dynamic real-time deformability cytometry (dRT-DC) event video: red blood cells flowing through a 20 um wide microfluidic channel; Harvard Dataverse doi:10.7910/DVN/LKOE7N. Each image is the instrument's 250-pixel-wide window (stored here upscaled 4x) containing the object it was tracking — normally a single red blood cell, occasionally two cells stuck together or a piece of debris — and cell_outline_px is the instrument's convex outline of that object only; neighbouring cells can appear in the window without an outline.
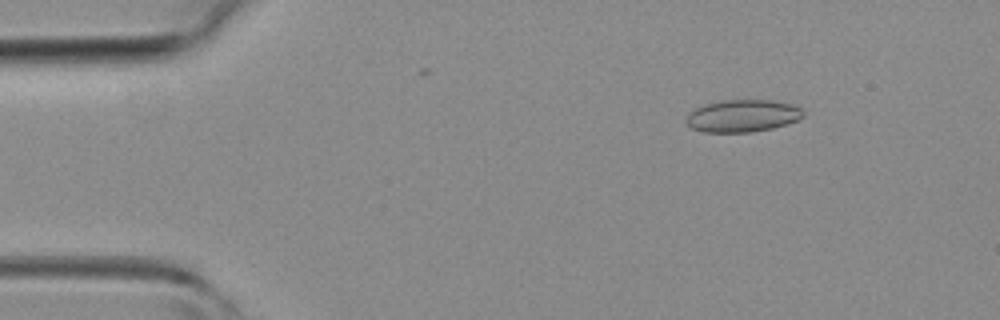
{"species": "common noctule bat (a hibernating species)", "species_latin": "Nyctalus noctula", "temperature_condition": "room temperature", "stored_images_in_passage": 44, "camera_frame_rate_fps": 3000, "um_per_image_px": 0.085, "animal": {"sex": "female", "body_mass_g": 19.3, "forearm_length_mm": 54.1}, "frame": {"image": 1, "passage_image": 6, "time_ms": 1.667, "image_size_px": [1000, 320], "cell_outline_px": [[804, 116], [796, 120], [772, 128], [752, 132], [704, 132], [692, 128], [684, 120], [688, 112], [704, 104], [724, 100], [772, 100], [796, 104], [804, 112]], "centroid_in_image_um": [63.11, 9.84], "position_along_channel_um": 21.9, "area_um2": 22.14}}
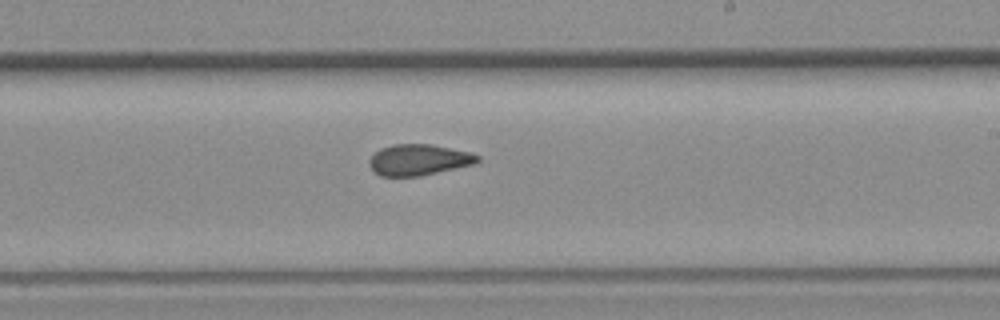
{"frame": {"image": 2, "passage_image": 26, "time_ms": 8.333, "image_size_px": [1000, 320], "cell_outline_px": [[480, 160], [476, 164], [420, 176], [380, 176], [368, 164], [368, 160], [380, 148], [392, 144], [428, 144], [468, 152], [480, 156]], "centroid_in_image_um": [35.59, 13.59], "position_along_channel_um": 253.4, "area_um2": 19.48}}
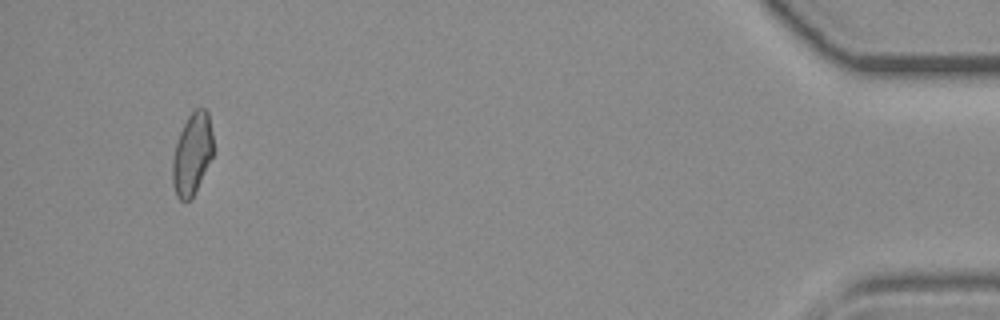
{"frame": {"image": 3, "passage_image": 42, "time_ms": 13.667, "image_size_px": [1000, 320], "cell_outline_px": [[212, 156], [192, 196], [188, 200], [180, 200], [176, 196], [172, 184], [172, 160], [176, 144], [180, 132], [188, 116], [196, 108], [204, 108], [208, 112], [212, 132]], "centroid_in_image_um": [16.31, 13.06], "position_along_channel_um": 418.9, "area_um2": 18.96}}